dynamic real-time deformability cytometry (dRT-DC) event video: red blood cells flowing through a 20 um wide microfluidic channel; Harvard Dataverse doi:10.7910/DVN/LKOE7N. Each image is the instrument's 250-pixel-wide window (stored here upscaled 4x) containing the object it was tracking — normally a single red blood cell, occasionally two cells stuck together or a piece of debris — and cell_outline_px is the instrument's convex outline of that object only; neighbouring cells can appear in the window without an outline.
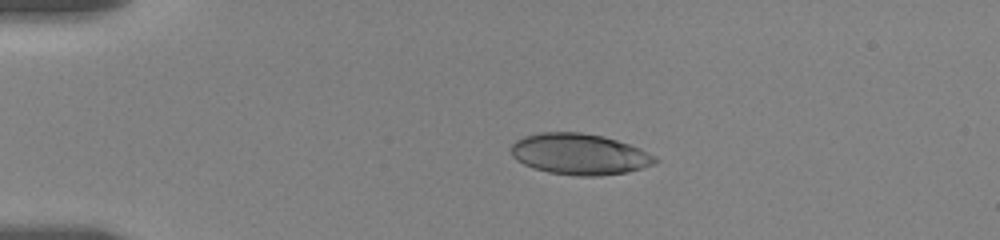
{"species": "human", "species_latin": "Homo sapiens", "temperature_condition": "room temperature", "stored_images_in_passage": 15, "camera_frame_rate_fps": 3000, "um_per_image_px": 0.085, "donor": {"sex": "female"}, "frame": {"image": 1, "passage_image": 7, "time_ms": 3.0, "image_size_px": [1000, 240], "cell_outline_px": [[660, 160], [656, 164], [644, 168], [628, 172], [600, 176], [576, 176], [548, 172], [532, 168], [516, 160], [512, 156], [512, 144], [516, 140], [524, 136], [540, 132], [580, 132], [604, 136], [640, 148], [656, 156]], "centroid_in_image_um": [49.29, 13.11], "position_along_channel_um": 35.7, "area_um2": 34.8}}
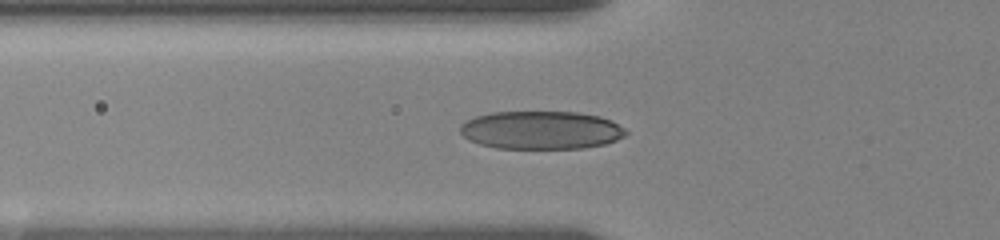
{"frame": {"image": 2, "passage_image": 12, "time_ms": 5.667, "image_size_px": [1000, 240], "cell_outline_px": [[628, 132], [624, 136], [616, 140], [604, 144], [584, 148], [496, 148], [480, 144], [468, 140], [460, 132], [460, 124], [476, 116], [492, 112], [576, 112], [600, 116], [612, 120], [624, 128]], "centroid_in_image_um": [46.0, 11.06], "position_along_channel_um": 79.8, "area_um2": 36.88}}
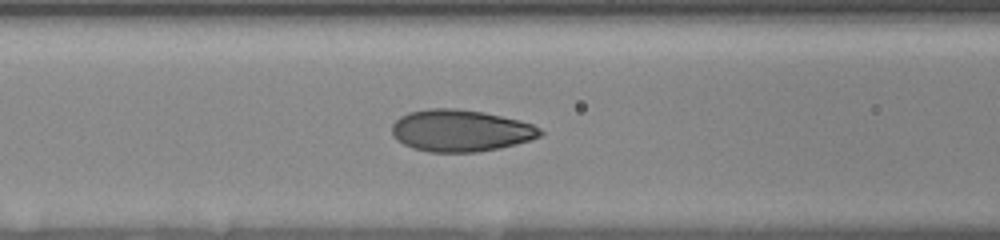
{"frame": {"image": 3, "passage_image": 14, "time_ms": 7.0, "image_size_px": [1000, 240], "cell_outline_px": [[544, 132], [540, 136], [532, 140], [500, 148], [476, 152], [428, 152], [412, 148], [396, 140], [392, 136], [392, 124], [400, 116], [408, 112], [428, 108], [456, 108], [484, 112], [520, 120], [532, 124], [540, 128]], "centroid_in_image_um": [39.14, 11.1], "position_along_channel_um": 127.5, "area_um2": 36.53}}